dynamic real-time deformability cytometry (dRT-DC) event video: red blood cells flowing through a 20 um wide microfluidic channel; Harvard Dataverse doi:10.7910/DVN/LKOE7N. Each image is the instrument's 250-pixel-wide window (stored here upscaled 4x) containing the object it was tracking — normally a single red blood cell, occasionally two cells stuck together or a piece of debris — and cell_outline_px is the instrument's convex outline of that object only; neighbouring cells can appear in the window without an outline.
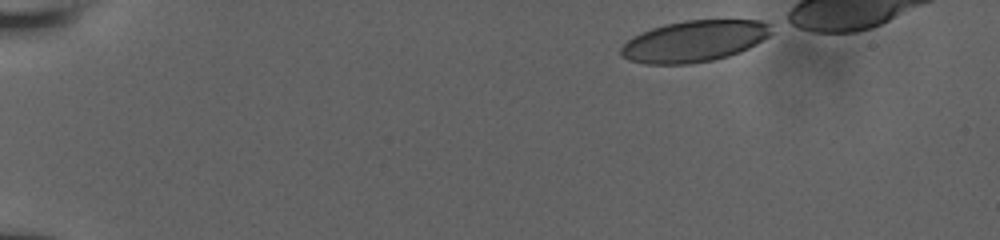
{"species": "human", "species_latin": "Homo sapiens", "temperature_condition": "room temperature", "stored_images_in_passage": 31, "camera_frame_rate_fps": 3000, "um_per_image_px": 0.085, "donor": {"sex": "male"}, "frame": {"image": 1, "passage_image": 1, "time_ms": 0.0, "image_size_px": [1000, 240], "cell_outline_px": [[772, 32], [768, 36], [756, 44], [740, 52], [728, 56], [712, 60], [688, 64], [644, 64], [628, 60], [620, 56], [620, 48], [632, 36], [652, 28], [664, 24], [684, 20], [764, 20], [772, 24]], "centroid_in_image_um": [59.01, 3.49], "position_along_channel_um": 26.0, "area_um2": 36.47}}
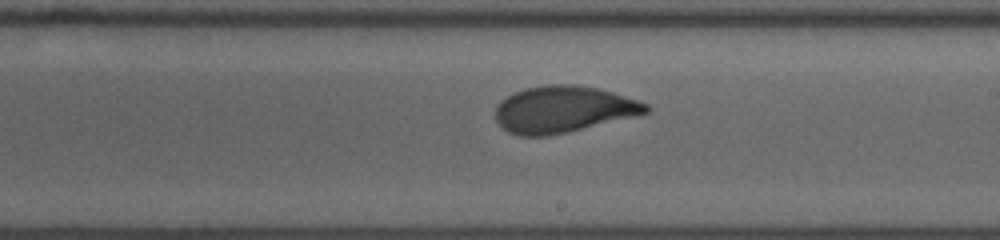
{"frame": {"image": 2, "passage_image": 16, "time_ms": 8.667, "image_size_px": [1000, 240], "cell_outline_px": [[648, 112], [568, 132], [544, 136], [520, 136], [508, 132], [496, 120], [496, 104], [500, 100], [512, 92], [524, 88], [548, 84], [576, 84], [600, 88], [648, 104]], "centroid_in_image_um": [47.81, 9.27], "position_along_channel_um": 241.2, "area_um2": 40.69}}
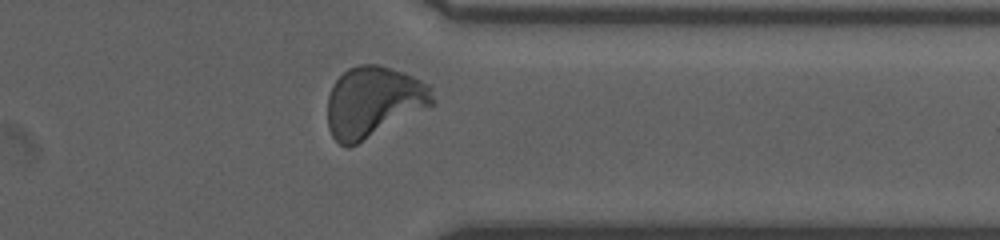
{"frame": {"image": 3, "passage_image": 27, "time_ms": 12.333, "image_size_px": [1000, 240], "cell_outline_px": [[436, 100], [432, 104], [356, 144], [348, 148], [340, 144], [332, 136], [328, 128], [328, 96], [332, 84], [348, 68], [360, 64], [376, 64], [404, 72], [428, 84], [432, 88]], "centroid_in_image_um": [31.71, 8.63], "position_along_channel_um": 379.7, "area_um2": 42.83}, "authors_computed_cell_mechanics": {"area_um2": 40.46, "velocity_mm_per_s": 3.8278, "shape_relaxation_time_tau1_ms": 3.2698, "shape_relaxation_time_tau2_ms": 0.6775, "deformation_change_tau1": 0.1608, "deformation_change_tau2": 0.0635}}